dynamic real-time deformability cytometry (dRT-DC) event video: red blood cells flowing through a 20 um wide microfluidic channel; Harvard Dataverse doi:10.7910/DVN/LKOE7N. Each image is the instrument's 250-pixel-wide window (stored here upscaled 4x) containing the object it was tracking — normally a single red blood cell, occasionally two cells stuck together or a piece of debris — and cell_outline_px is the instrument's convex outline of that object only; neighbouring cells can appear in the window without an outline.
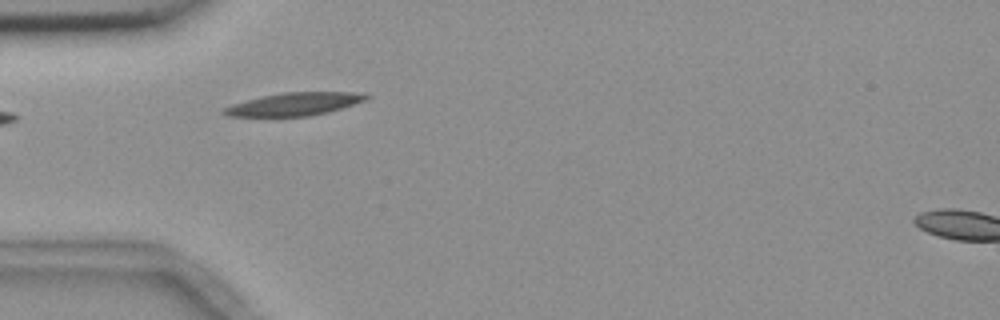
{"species": "common noctule bat (a hibernating species)", "species_latin": "Nyctalus noctula", "temperature_condition": "room temperature", "stored_images_in_passage": 5, "camera_frame_rate_fps": 3000, "um_per_image_px": 0.085, "animal": {"sex": "female", "body_mass_g": 18.4}, "frame": {"image": 1, "passage_image": 4, "time_ms": 3.667, "image_size_px": [1000, 320], "cell_outline_px": [[372, 96], [368, 100], [328, 112], [308, 116], [228, 116], [220, 112], [220, 108], [232, 104], [264, 96], [284, 92], [352, 92]], "centroid_in_image_um": [25.01, 8.85], "position_along_channel_um": 60.0, "area_um2": 18.9}}